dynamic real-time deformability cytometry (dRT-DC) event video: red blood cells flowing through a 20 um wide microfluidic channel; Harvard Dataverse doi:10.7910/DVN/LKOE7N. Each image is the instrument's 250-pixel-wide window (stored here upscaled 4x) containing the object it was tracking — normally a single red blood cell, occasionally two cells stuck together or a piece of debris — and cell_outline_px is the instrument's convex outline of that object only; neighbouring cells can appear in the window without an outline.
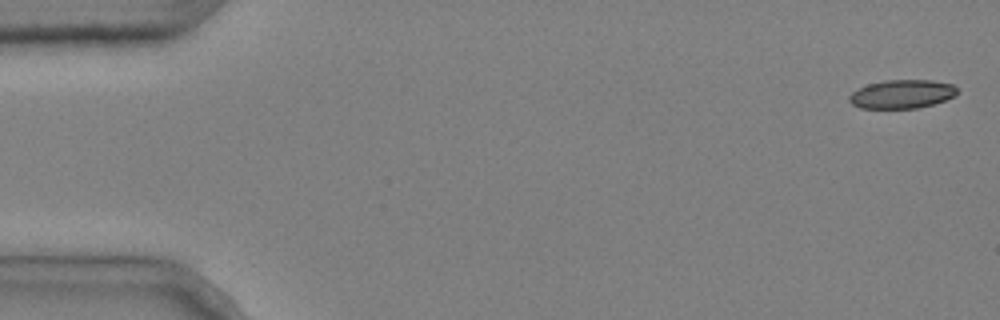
{"species": "common noctule bat (a hibernating species)", "species_latin": "Nyctalus noctula", "temperature_condition": "cold", "stored_images_in_passage": 5, "camera_frame_rate_fps": 3000, "um_per_image_px": 0.085, "animal": {"sex": "male", "body_mass_g": 20.4}, "frame": {"image": 1, "passage_image": 1, "time_ms": 0.0, "image_size_px": [1000, 320], "cell_outline_px": [[960, 92], [956, 96], [920, 108], [860, 108], [852, 104], [848, 100], [848, 96], [852, 92], [868, 84], [884, 80], [932, 80], [952, 84]], "centroid_in_image_um": [76.68, 7.99], "position_along_channel_um": 8.3, "area_um2": 18.09}}
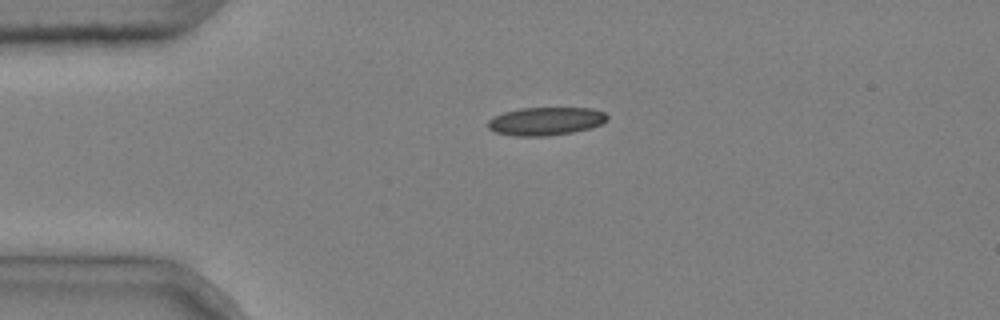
{"frame": {"image": 2, "passage_image": 4, "time_ms": 1.0, "image_size_px": [1000, 320], "cell_outline_px": [[608, 120], [592, 128], [572, 132], [548, 136], [512, 136], [496, 132], [488, 128], [488, 120], [492, 116], [504, 112], [520, 108], [592, 108], [604, 112], [608, 116]], "centroid_in_image_um": [46.38, 10.3], "position_along_channel_um": 38.6, "area_um2": 19.71}}